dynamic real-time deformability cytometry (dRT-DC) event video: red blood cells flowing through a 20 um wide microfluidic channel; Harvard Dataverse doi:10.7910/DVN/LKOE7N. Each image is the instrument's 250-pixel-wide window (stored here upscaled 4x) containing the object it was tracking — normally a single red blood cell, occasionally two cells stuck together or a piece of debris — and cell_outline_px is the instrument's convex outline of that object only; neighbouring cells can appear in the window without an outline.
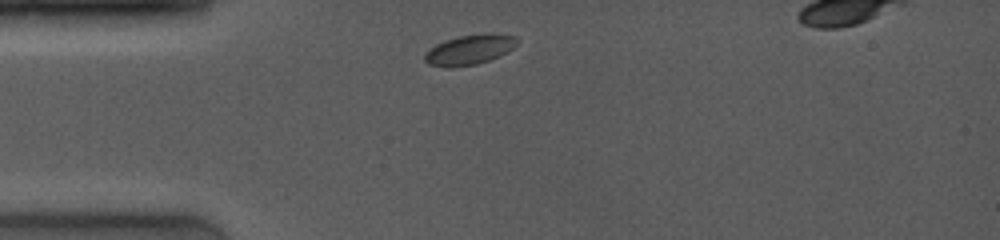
{"species": "common noctule bat (a hibernating species)", "species_latin": "Nyctalus noctula", "temperature_condition": "room temperature", "stored_images_in_passage": 9, "camera_frame_rate_fps": 4000, "um_per_image_px": 0.085, "animal": {"sex": "female", "body_mass_g": 19.0, "forearm_length_mm": 53.3}, "frame": {"image": 1, "passage_image": 1, "time_ms": 0.0, "image_size_px": [1000, 240], "cell_outline_px": [[520, 40], [508, 52], [500, 56], [476, 64], [452, 68], [448, 68], [428, 64], [424, 60], [424, 52], [436, 44], [444, 40], [460, 36], [488, 32], [492, 32], [516, 36]], "centroid_in_image_um": [39.92, 4.21], "position_along_channel_um": 45.1, "area_um2": 16.47}}
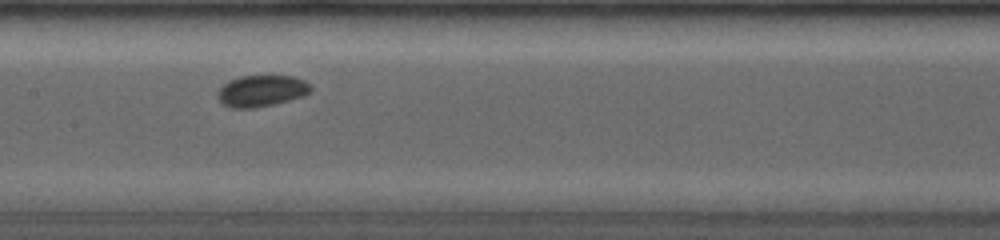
{"frame": {"image": 2, "passage_image": 6, "time_ms": 4.0, "image_size_px": [1000, 240], "cell_outline_px": [[312, 92], [304, 96], [256, 108], [232, 108], [224, 104], [216, 96], [220, 88], [228, 80], [240, 76], [292, 76], [304, 80], [312, 84]], "centroid_in_image_um": [22.26, 7.72], "position_along_channel_um": 185.1, "area_um2": 17.11}}
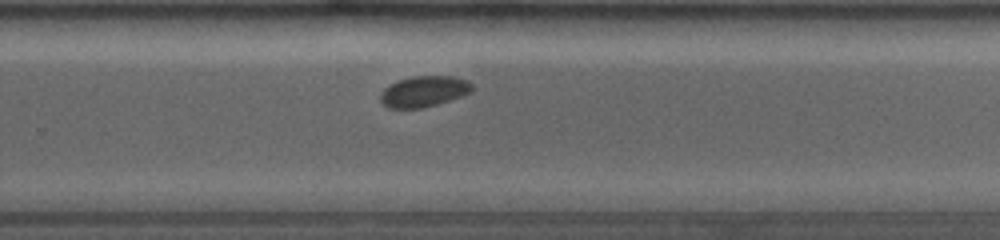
{"frame": {"image": 3, "passage_image": 9, "time_ms": 6.75, "image_size_px": [1000, 240], "cell_outline_px": [[472, 92], [436, 104], [420, 108], [388, 108], [380, 100], [380, 92], [384, 88], [400, 80], [412, 76], [452, 76], [468, 80], [472, 84]], "centroid_in_image_um": [36.03, 7.76], "position_along_channel_um": 293.8, "area_um2": 16.3}}